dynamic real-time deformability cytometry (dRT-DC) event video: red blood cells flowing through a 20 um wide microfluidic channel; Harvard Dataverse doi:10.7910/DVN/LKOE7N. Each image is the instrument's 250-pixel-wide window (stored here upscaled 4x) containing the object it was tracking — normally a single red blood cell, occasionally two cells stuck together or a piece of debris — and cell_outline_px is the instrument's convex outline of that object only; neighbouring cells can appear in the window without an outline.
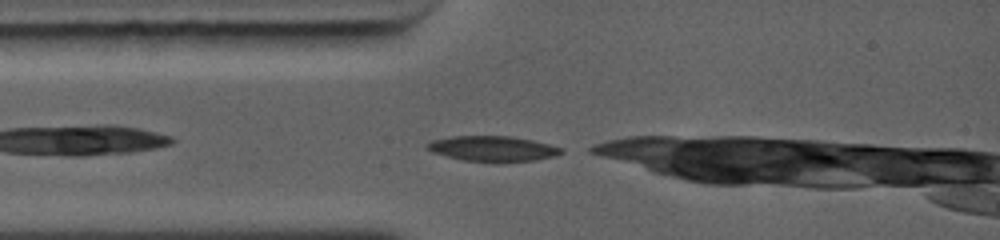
{"species": "common noctule bat (a hibernating species)", "species_latin": "Nyctalus noctula", "temperature_condition": "warm", "stored_images_in_passage": 4, "camera_frame_rate_fps": 5000, "um_per_image_px": 0.085, "animal": {"sex": "female", "body_mass_g": 19.0, "forearm_length_mm": 56.7}, "frame": {"image": 1, "passage_image": 1, "time_ms": 0.0, "image_size_px": [1000, 240], "cell_outline_px": [[564, 152], [556, 156], [536, 160], [504, 164], [492, 164], [464, 160], [432, 152], [424, 148], [424, 144], [432, 140], [452, 136], [512, 136], [532, 140], [564, 148]], "centroid_in_image_um": [41.9, 12.67], "position_along_channel_um": 43.1, "area_um2": 20.58}}